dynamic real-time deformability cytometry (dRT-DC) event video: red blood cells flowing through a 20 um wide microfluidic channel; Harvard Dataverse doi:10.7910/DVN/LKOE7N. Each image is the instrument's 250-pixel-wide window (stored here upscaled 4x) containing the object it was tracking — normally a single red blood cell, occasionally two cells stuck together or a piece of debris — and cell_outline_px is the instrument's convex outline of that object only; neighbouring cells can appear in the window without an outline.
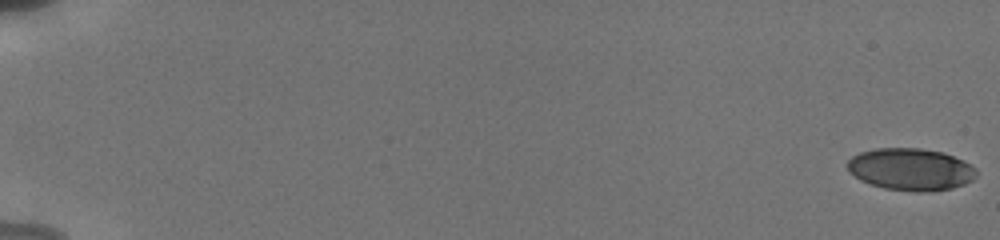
{"species": "human", "species_latin": "Homo sapiens", "temperature_condition": "cold", "stored_images_in_passage": 36, "camera_frame_rate_fps": 3000, "um_per_image_px": 0.085, "donor": {"sex": "male"}, "frame": {"image": 1, "passage_image": 1, "time_ms": 0.0, "image_size_px": [1000, 240], "cell_outline_px": [[976, 176], [972, 180], [964, 184], [952, 188], [928, 192], [916, 192], [884, 188], [860, 180], [848, 168], [848, 160], [852, 156], [860, 152], [876, 148], [920, 148], [944, 152], [964, 160], [976, 168]], "centroid_in_image_um": [77.45, 14.39], "position_along_channel_um": 7.6, "area_um2": 31.67}}
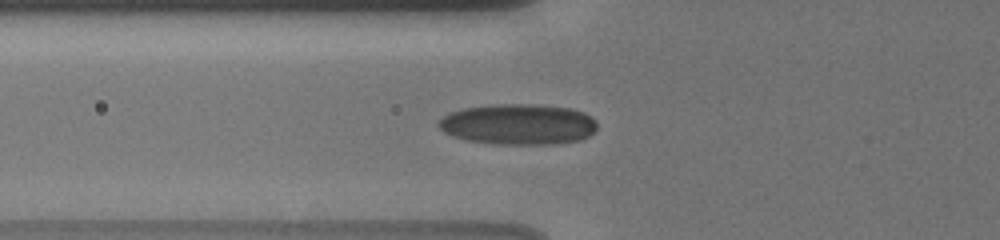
{"frame": {"image": 2, "passage_image": 16, "time_ms": 7.333, "image_size_px": [1000, 240], "cell_outline_px": [[596, 132], [580, 140], [552, 144], [492, 144], [464, 140], [452, 136], [444, 132], [436, 124], [448, 112], [464, 108], [492, 104], [536, 104], [572, 108], [584, 112], [592, 116], [596, 120]], "centroid_in_image_um": [44.06, 10.56], "position_along_channel_um": 81.7, "area_um2": 38.15}}
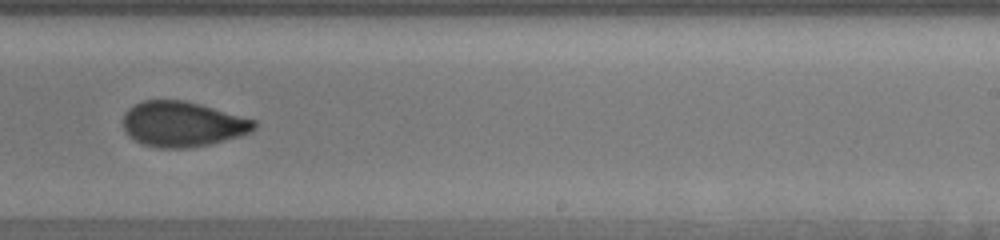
{"frame": {"image": 3, "passage_image": 23, "time_ms": 12.333, "image_size_px": [1000, 240], "cell_outline_px": [[256, 128], [252, 132], [240, 136], [212, 144], [188, 148], [160, 148], [140, 144], [128, 136], [124, 128], [124, 112], [128, 108], [144, 100], [184, 100], [200, 104], [256, 120]], "centroid_in_image_um": [15.52, 10.56], "position_along_channel_um": 273.5, "area_um2": 34.8}, "authors_computed_cell_mechanics": {"area_um2": 33.0327, "velocity_mm_per_s": 3.837, "shape_relaxation_time_tau1_ms": 4.4421, "shape_relaxation_time_tau2_ms": 1.1759, "deformation_change_tau1": 0.1256, "deformation_change_tau2": 0.0465}}